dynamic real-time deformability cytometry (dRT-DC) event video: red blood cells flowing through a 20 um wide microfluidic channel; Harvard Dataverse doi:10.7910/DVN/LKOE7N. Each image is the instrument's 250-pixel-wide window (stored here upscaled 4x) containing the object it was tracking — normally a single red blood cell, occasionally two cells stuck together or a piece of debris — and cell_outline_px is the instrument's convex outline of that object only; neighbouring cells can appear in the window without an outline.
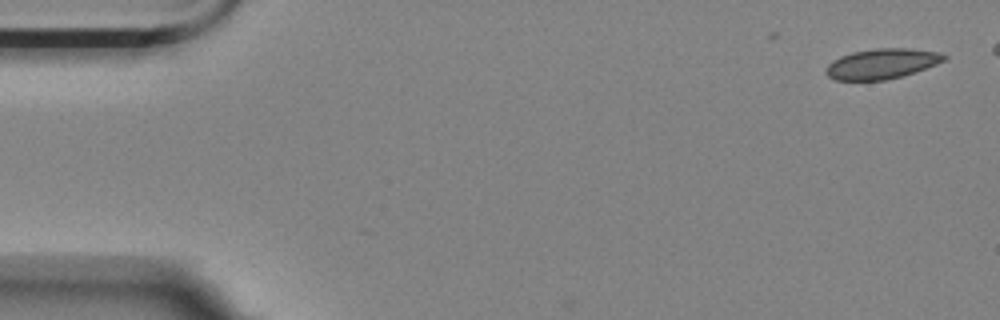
{"species": "Egyptian fruit bat (a non-hibernating species)", "species_latin": "Rousettus aegyptiacus", "temperature_condition": "room temperature", "stored_images_in_passage": 5, "camera_frame_rate_fps": 3000, "um_per_image_px": 0.085, "animal": {"sex": "female"}, "frame": {"image": 1, "passage_image": 1, "time_ms": 0.0, "image_size_px": [1000, 320], "cell_outline_px": [[948, 60], [900, 76], [884, 80], [836, 80], [828, 76], [824, 72], [828, 64], [832, 60], [840, 56], [852, 52], [876, 48], [908, 48], [940, 52], [948, 56]], "centroid_in_image_um": [74.94, 5.4], "position_along_channel_um": 10.1, "area_um2": 20.75}}